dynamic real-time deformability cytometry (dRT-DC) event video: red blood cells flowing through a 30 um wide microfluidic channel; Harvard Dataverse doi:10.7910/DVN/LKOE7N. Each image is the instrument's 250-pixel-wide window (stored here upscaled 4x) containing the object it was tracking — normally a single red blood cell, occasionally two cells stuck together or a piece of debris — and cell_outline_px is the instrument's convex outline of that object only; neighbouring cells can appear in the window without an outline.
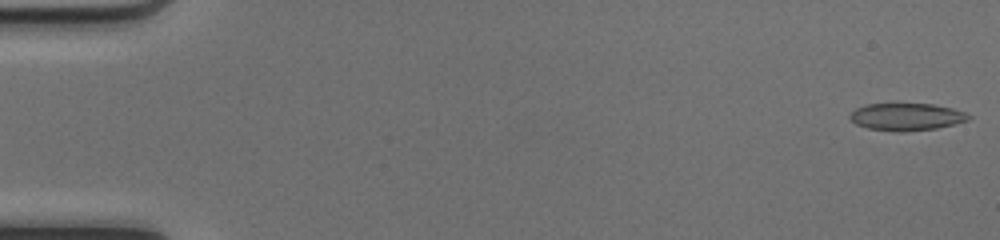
{"species": "common noctule bat (a hibernating species)", "species_latin": "Nyctalus noctula", "temperature_condition": "cold", "stored_images_in_passage": 46, "camera_frame_rate_fps": 3000, "um_per_image_px": 0.085, "animal": {"sex": "female", "body_mass_g": 17.0, "forearm_length_mm": 48.0}, "frame": {"image": 1, "passage_image": 1, "time_ms": 0.0, "image_size_px": [1000, 240], "cell_outline_px": [[972, 116], [968, 120], [936, 128], [904, 132], [900, 132], [868, 128], [856, 124], [848, 116], [856, 108], [868, 104], [932, 104], [952, 108], [964, 112]], "centroid_in_image_um": [77.04, 9.93], "position_along_channel_um": 8.0, "area_um2": 18.67}}
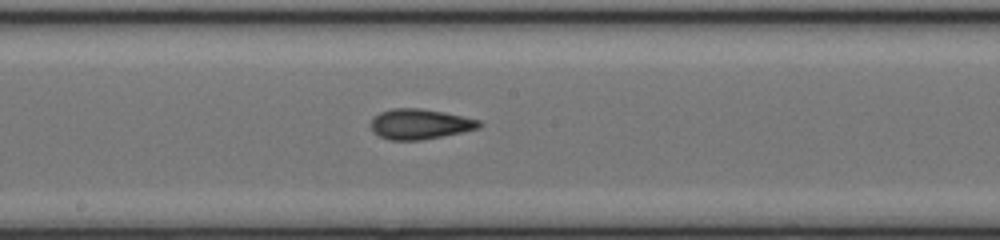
{"frame": {"image": 2, "passage_image": 27, "time_ms": 8.667, "image_size_px": [1000, 240], "cell_outline_px": [[484, 124], [480, 128], [464, 132], [420, 140], [388, 140], [372, 132], [372, 116], [380, 112], [392, 108], [420, 108], [444, 112], [464, 116], [480, 120]], "centroid_in_image_um": [35.72, 10.54], "position_along_channel_um": 212.5, "area_um2": 19.31}}
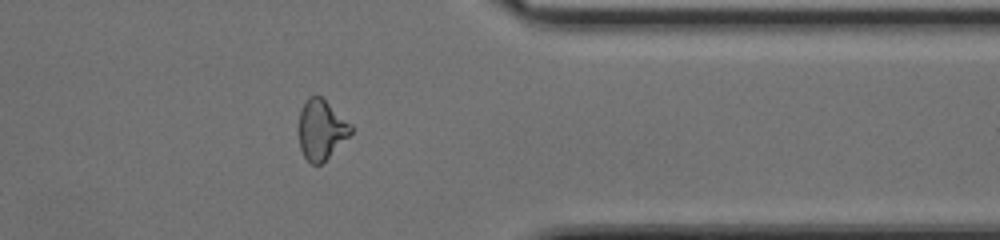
{"frame": {"image": 3, "passage_image": 40, "time_ms": 13.0, "image_size_px": [1000, 240], "cell_outline_px": [[352, 132], [320, 164], [312, 164], [304, 156], [300, 148], [300, 108], [308, 96], [320, 96], [352, 124]], "centroid_in_image_um": [27.3, 10.99], "position_along_channel_um": 384.1, "area_um2": 17.69}}